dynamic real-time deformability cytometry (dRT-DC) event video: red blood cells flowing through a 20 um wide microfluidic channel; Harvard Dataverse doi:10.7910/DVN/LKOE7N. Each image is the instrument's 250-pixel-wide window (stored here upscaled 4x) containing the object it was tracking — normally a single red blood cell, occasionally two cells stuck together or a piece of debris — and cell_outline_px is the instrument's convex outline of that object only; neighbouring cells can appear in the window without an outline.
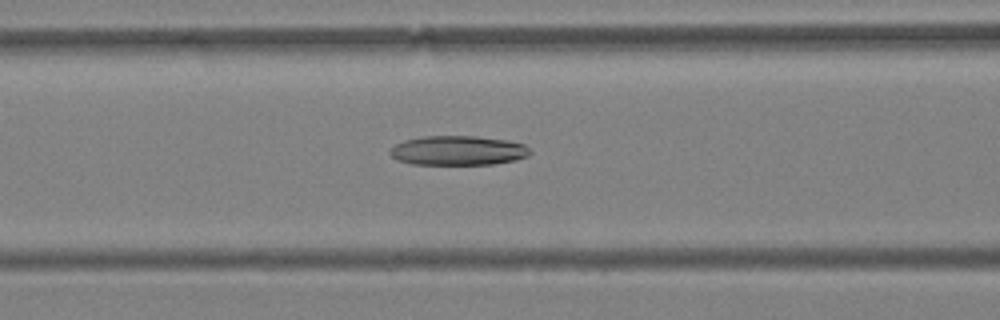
{"species": "Egyptian fruit bat (a non-hibernating species)", "species_latin": "Rousettus aegyptiacus", "temperature_condition": "warm", "stored_images_in_passage": 58, "camera_frame_rate_fps": 3000, "um_per_image_px": 0.085, "animal": {"sex": "female"}, "frame": {"image": 1, "passage_image": 25, "time_ms": 8.0, "image_size_px": [1000, 320], "cell_outline_px": [[532, 152], [528, 156], [516, 160], [492, 164], [412, 164], [400, 160], [392, 156], [388, 152], [396, 144], [404, 140], [424, 136], [476, 136], [504, 140], [524, 144]], "centroid_in_image_um": [38.94, 12.79], "position_along_channel_um": 127.7, "area_um2": 23.87}}
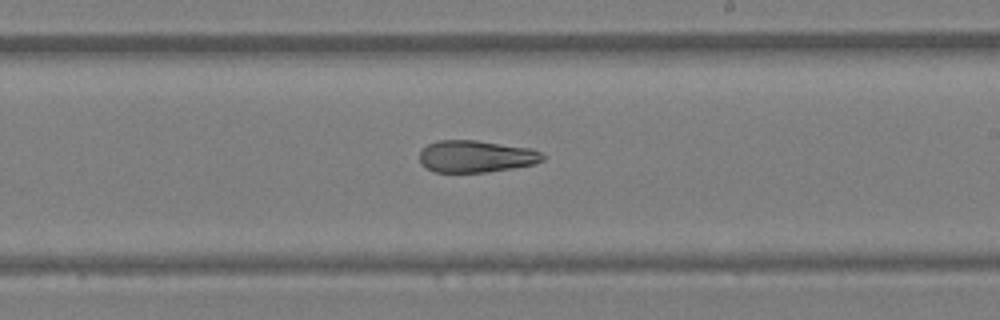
{"frame": {"image": 2, "passage_image": 35, "time_ms": 11.333, "image_size_px": [1000, 320], "cell_outline_px": [[544, 160], [532, 164], [512, 168], [488, 172], [436, 172], [424, 168], [420, 164], [420, 152], [428, 144], [436, 140], [476, 140], [532, 148], [540, 152], [544, 156]], "centroid_in_image_um": [40.43, 13.29], "position_along_channel_um": 248.6, "area_um2": 23.06}}
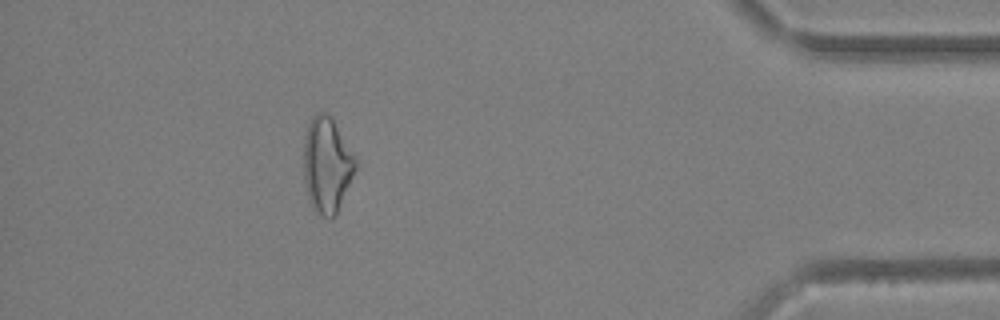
{"frame": {"image": 3, "passage_image": 52, "time_ms": 17.0, "image_size_px": [1000, 320], "cell_outline_px": [[356, 168], [336, 216], [332, 220], [328, 220], [320, 216], [316, 212], [308, 200], [304, 180], [304, 140], [308, 124], [312, 116], [316, 112], [328, 112], [332, 116], [356, 160]], "centroid_in_image_um": [27.77, 14.04], "position_along_channel_um": 407.4, "area_um2": 29.07}, "authors_computed_cell_mechanics": {"area_um2": 26.6169, "velocity_mm_per_s": 3.6452, "shape_relaxation_time_tau1_ms": null, "shape_relaxation_time_tau2_ms": 3.6507, "deformation_change_tau1": null, "deformation_change_tau2": 0.1216}}